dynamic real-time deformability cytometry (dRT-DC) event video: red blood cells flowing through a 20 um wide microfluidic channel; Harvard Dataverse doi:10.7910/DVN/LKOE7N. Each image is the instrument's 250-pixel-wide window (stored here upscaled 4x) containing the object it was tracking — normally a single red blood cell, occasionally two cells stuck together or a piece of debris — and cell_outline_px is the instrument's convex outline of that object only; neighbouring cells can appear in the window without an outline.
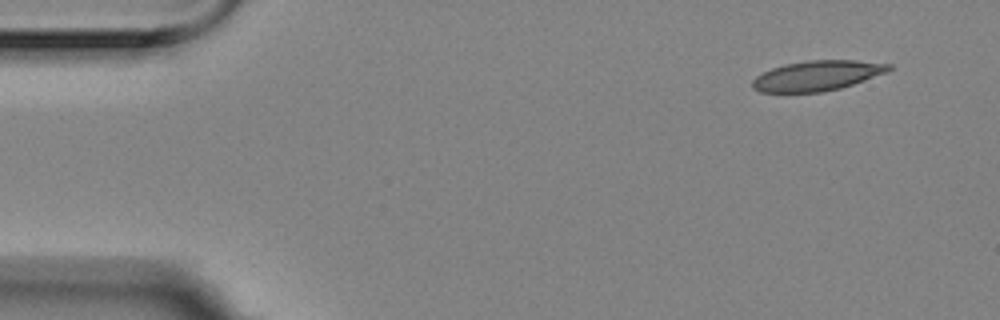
{"species": "Egyptian fruit bat (a non-hibernating species)", "species_latin": "Rousettus aegyptiacus", "temperature_condition": "room temperature", "stored_images_in_passage": 4, "camera_frame_rate_fps": 3000, "um_per_image_px": 0.085, "animal": {"sex": "female"}, "frame": {"image": 1, "passage_image": 1, "time_ms": 0.0, "image_size_px": [1000, 320], "cell_outline_px": [[892, 68], [888, 72], [840, 88], [820, 92], [760, 92], [752, 88], [752, 80], [756, 76], [772, 68], [784, 64], [808, 60], [856, 60], [892, 64]], "centroid_in_image_um": [69.46, 6.42], "position_along_channel_um": 15.5, "area_um2": 23.87}}
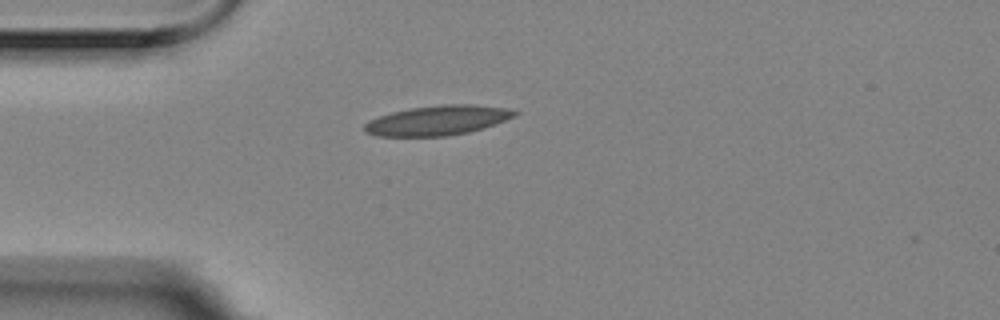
{"frame": {"image": 2, "passage_image": 4, "time_ms": 1.0, "image_size_px": [1000, 320], "cell_outline_px": [[520, 112], [516, 116], [484, 128], [468, 132], [448, 136], [376, 136], [364, 132], [364, 124], [368, 120], [392, 112], [408, 108], [444, 104], [472, 104], [508, 108]], "centroid_in_image_um": [37.2, 10.23], "position_along_channel_um": 47.8, "area_um2": 26.18}}